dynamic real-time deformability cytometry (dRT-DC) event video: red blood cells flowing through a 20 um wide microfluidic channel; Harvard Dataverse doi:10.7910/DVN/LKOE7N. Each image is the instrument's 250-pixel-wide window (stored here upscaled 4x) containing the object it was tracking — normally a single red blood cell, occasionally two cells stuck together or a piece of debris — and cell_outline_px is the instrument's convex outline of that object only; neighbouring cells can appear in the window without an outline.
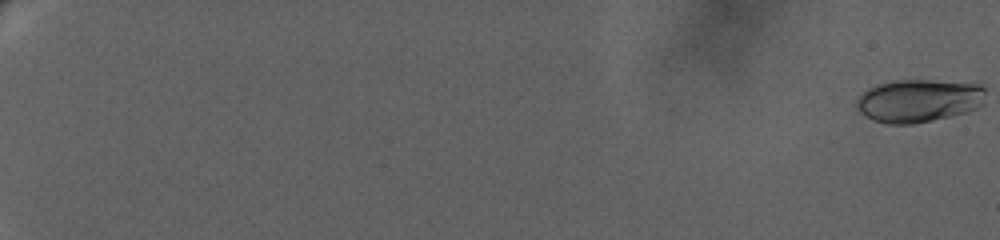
{"species": "human", "species_latin": "Homo sapiens", "temperature_condition": "warm", "stored_images_in_passage": 49, "camera_frame_rate_fps": 3000, "um_per_image_px": 0.085, "donor": {"sex": "female"}, "frame": {"image": 1, "passage_image": 1, "time_ms": 0.0, "image_size_px": [1000, 240], "cell_outline_px": [[984, 104], [976, 108], [964, 112], [932, 120], [912, 124], [888, 124], [872, 120], [864, 116], [856, 108], [856, 100], [868, 88], [876, 84], [896, 80], [932, 80], [980, 84], [984, 88]], "centroid_in_image_um": [78.06, 8.55], "position_along_channel_um": 6.9, "area_um2": 32.31}}
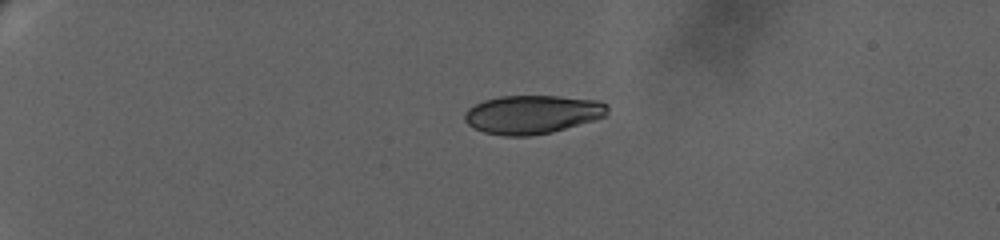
{"frame": {"image": 2, "passage_image": 36, "time_ms": 6.667, "image_size_px": [1000, 240], "cell_outline_px": [[608, 112], [604, 116], [592, 120], [552, 132], [528, 136], [504, 136], [484, 132], [472, 128], [464, 120], [464, 112], [468, 108], [484, 100], [500, 96], [556, 96], [596, 100], [608, 104]], "centroid_in_image_um": [45.2, 9.72], "position_along_channel_um": 39.8, "area_um2": 32.02}}